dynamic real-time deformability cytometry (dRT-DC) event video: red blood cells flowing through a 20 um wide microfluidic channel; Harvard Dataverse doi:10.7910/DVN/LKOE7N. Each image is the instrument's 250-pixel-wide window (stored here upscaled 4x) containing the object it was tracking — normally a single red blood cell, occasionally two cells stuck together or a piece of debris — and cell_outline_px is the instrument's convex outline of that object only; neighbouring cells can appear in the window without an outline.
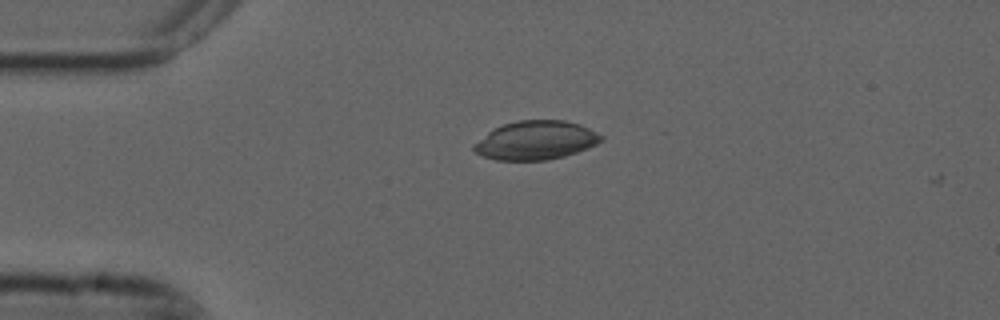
{"species": "common noctule bat (a hibernating species)", "species_latin": "Nyctalus noctula", "temperature_condition": "cold", "stored_images_in_passage": 2, "camera_frame_rate_fps": 3000, "um_per_image_px": 0.085, "animal": {"sex": "male", "forearm_length_mm": 52.5}, "frame": {"image": 1, "passage_image": 1, "time_ms": 0.0, "image_size_px": [1000, 320], "cell_outline_px": [[604, 140], [588, 148], [564, 156], [548, 160], [496, 160], [484, 156], [476, 152], [472, 148], [472, 144], [488, 132], [504, 124], [516, 120], [564, 120], [580, 124], [604, 136]], "centroid_in_image_um": [45.55, 11.92], "position_along_channel_um": 39.4, "area_um2": 28.73}}